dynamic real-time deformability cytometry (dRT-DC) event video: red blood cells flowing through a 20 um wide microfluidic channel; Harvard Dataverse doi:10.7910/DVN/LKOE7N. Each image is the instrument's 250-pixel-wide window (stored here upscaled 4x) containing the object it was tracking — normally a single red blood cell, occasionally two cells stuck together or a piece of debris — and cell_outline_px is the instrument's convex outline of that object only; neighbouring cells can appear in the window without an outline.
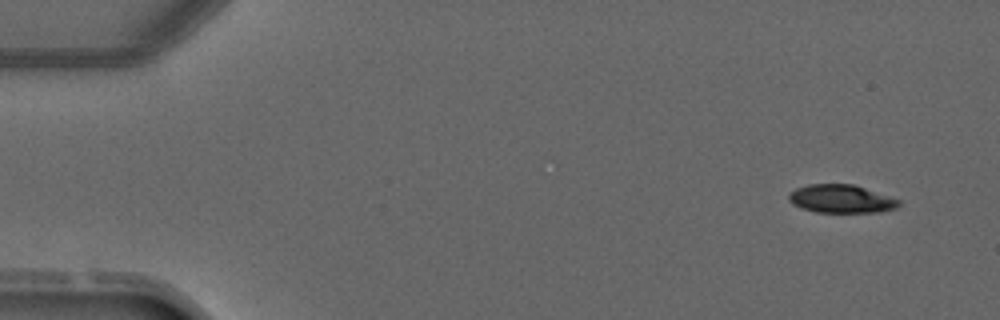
{"species": "common noctule bat (a hibernating species)", "species_latin": "Nyctalus noctula", "temperature_condition": "warm", "stored_images_in_passage": 4, "segment_of_instrument_passage": [2, 2], "camera_frame_rate_fps": 3000, "um_per_image_px": 0.085, "animal": {"sex": "male", "forearm_length_mm": 52.5}, "frame": {"image": 1, "passage_image": 4, "time_ms": 4.333, "image_size_px": [1000, 320], "cell_outline_px": [[900, 204], [896, 208], [880, 212], [816, 212], [800, 208], [792, 204], [788, 200], [788, 196], [796, 188], [808, 184], [852, 184], [900, 200]], "centroid_in_image_um": [71.47, 16.91], "position_along_channel_um": 13.5, "area_um2": 17.98}}